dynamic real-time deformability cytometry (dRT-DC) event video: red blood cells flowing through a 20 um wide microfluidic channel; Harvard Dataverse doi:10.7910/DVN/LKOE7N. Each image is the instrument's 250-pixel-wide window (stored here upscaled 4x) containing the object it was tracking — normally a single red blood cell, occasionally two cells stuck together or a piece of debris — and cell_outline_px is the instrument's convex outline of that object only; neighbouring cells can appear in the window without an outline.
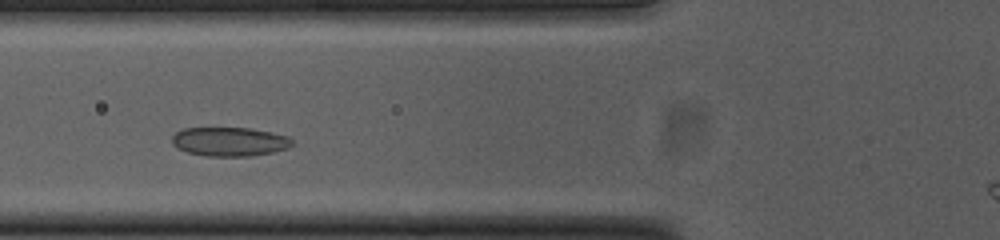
{"species": "common noctule bat (a hibernating species)", "species_latin": "Nyctalus noctula", "temperature_condition": "cold", "stored_images_in_passage": 27, "camera_frame_rate_fps": 3000, "um_per_image_px": 0.085, "animal": {"sex": "female", "body_mass_g": 23.0, "forearm_length_mm": 53.4}, "frame": {"image": 1, "passage_image": 4, "time_ms": 1.0, "image_size_px": [1000, 240], "cell_outline_px": [[292, 144], [288, 148], [272, 152], [252, 156], [208, 156], [188, 152], [172, 144], [172, 136], [176, 132], [184, 128], [252, 128], [288, 136], [292, 140]], "centroid_in_image_um": [19.52, 12.03], "position_along_channel_um": 106.3, "area_um2": 20.17}}
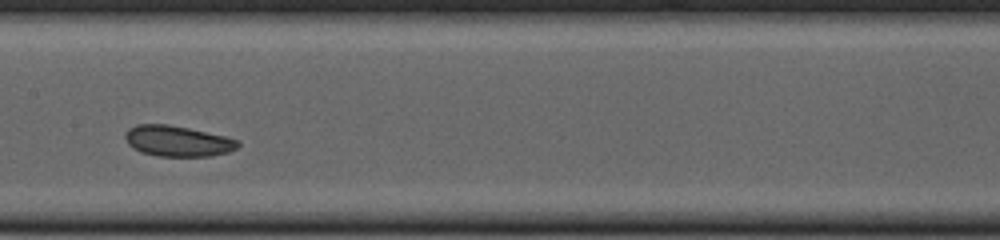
{"frame": {"image": 2, "passage_image": 11, "time_ms": 3.333, "image_size_px": [1000, 240], "cell_outline_px": [[240, 144], [236, 148], [228, 152], [212, 156], [160, 156], [140, 152], [132, 148], [128, 144], [124, 136], [128, 128], [136, 124], [168, 124], [188, 128], [224, 136], [240, 140]], "centroid_in_image_um": [15.07, 11.99], "position_along_channel_um": 192.3, "area_um2": 20.23}}
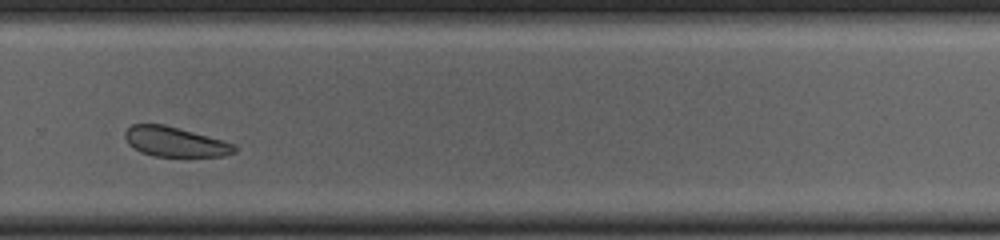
{"frame": {"image": 3, "passage_image": 21, "time_ms": 6.667, "image_size_px": [1000, 240], "cell_outline_px": [[236, 152], [224, 156], [152, 156], [140, 152], [132, 148], [128, 144], [124, 136], [124, 132], [132, 124], [164, 124], [236, 144]], "centroid_in_image_um": [14.84, 12.06], "position_along_channel_um": 315.0, "area_um2": 19.02}, "authors_computed_cell_mechanics": {"area_um2": 20.1722, "velocity_mm_per_s": 3.6873, "shape_relaxation_time_tau1_ms": 1.2657, "shape_relaxation_time_tau2_ms": 2.9286, "deformation_change_tau1": 0.0359, "deformation_change_tau2": 0.0652}}